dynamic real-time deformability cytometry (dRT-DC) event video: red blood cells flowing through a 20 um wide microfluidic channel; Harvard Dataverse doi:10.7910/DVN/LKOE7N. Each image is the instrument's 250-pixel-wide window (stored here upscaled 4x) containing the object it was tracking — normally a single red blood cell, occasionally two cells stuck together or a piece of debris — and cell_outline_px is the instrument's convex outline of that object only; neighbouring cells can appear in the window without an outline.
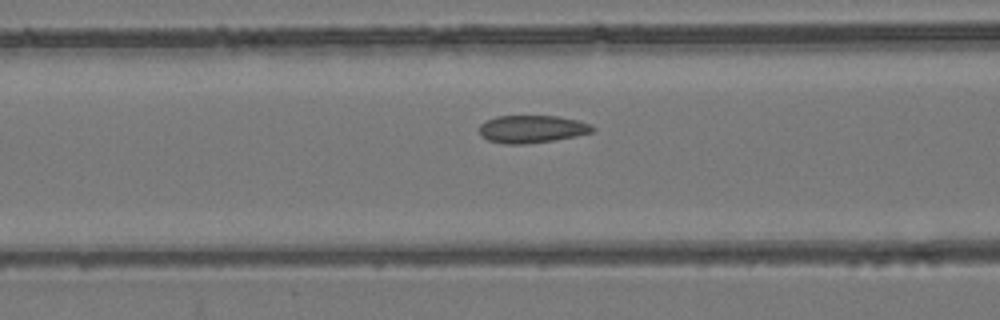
{"species": "common noctule bat (a hibernating species)", "species_latin": "Nyctalus noctula", "temperature_condition": "room temperature", "stored_images_in_passage": 51, "camera_frame_rate_fps": 3000, "um_per_image_px": 0.085, "animal": {"sex": "female", "body_mass_g": 24.6, "forearm_length_mm": 56.2}, "frame": {"image": 1, "passage_image": 19, "time_ms": 6.0, "image_size_px": [1000, 320], "cell_outline_px": [[596, 128], [592, 132], [576, 136], [552, 140], [524, 144], [504, 144], [488, 140], [480, 136], [480, 124], [496, 116], [556, 116], [576, 120], [592, 124]], "centroid_in_image_um": [45.21, 10.97], "position_along_channel_um": 121.4, "area_um2": 18.15}}
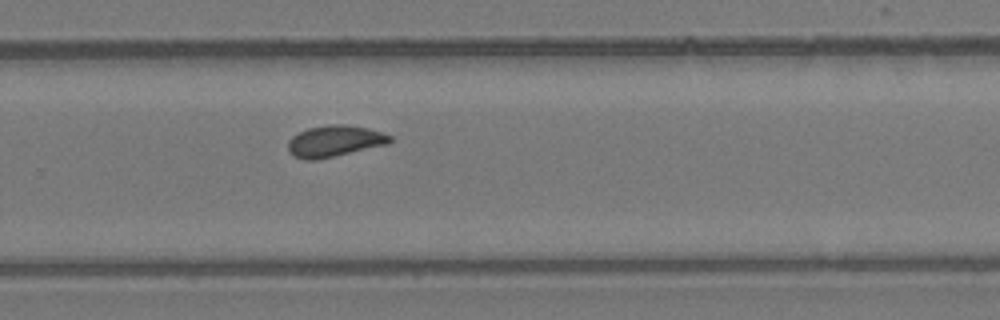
{"frame": {"image": 2, "passage_image": 33, "time_ms": 10.667, "image_size_px": [1000, 320], "cell_outline_px": [[392, 140], [388, 144], [316, 160], [304, 160], [292, 156], [288, 152], [288, 140], [292, 136], [308, 128], [328, 124], [344, 124], [368, 128], [392, 136]], "centroid_in_image_um": [28.4, 12.0], "position_along_channel_um": 301.4, "area_um2": 18.67}}
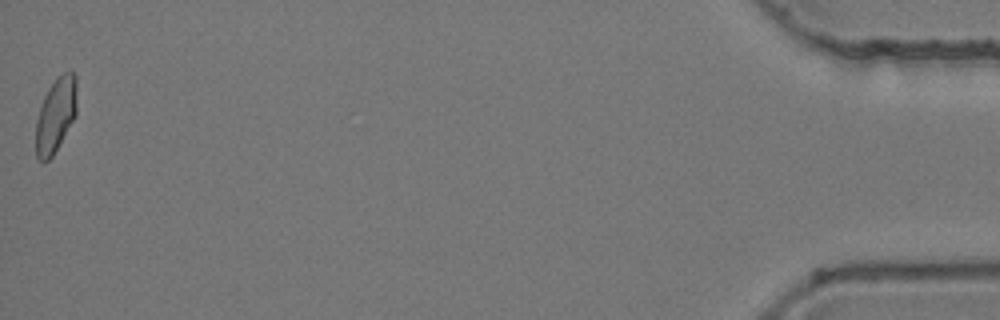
{"frame": {"image": 3, "passage_image": 51, "time_ms": 16.667, "image_size_px": [1000, 320], "cell_outline_px": [[76, 116], [52, 156], [44, 164], [36, 160], [36, 120], [44, 96], [48, 88], [64, 72], [72, 72], [76, 76]], "centroid_in_image_um": [4.72, 9.83], "position_along_channel_um": 430.5, "area_um2": 17.74}, "authors_computed_cell_mechanics": {"area_um2": 18.3226, "velocity_mm_per_s": 3.8687, "shape_relaxation_time_tau1_ms": null, "shape_relaxation_time_tau2_ms": 1.4492, "deformation_change_tau1": null, "deformation_change_tau2": 0.0383}}